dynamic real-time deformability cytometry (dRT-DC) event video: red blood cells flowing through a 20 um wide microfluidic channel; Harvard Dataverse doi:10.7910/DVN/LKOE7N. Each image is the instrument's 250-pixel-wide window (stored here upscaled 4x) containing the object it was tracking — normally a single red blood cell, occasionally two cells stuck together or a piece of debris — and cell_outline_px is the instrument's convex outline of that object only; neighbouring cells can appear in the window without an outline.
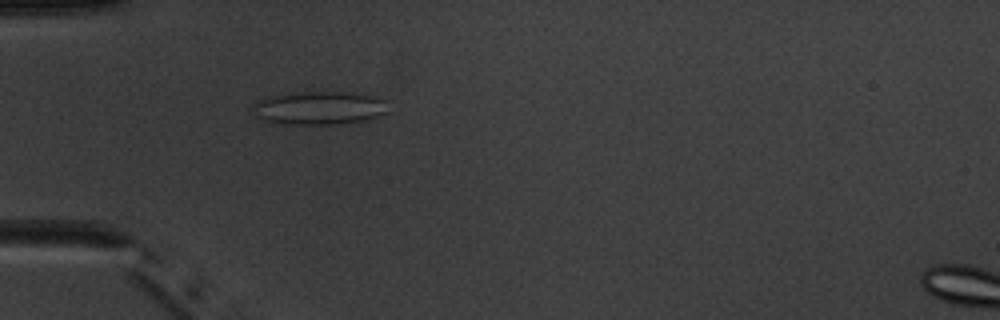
{"species": "common noctule bat (a hibernating species)", "species_latin": "Nyctalus noctula", "temperature_condition": "warm", "stored_images_in_passage": 5, "camera_frame_rate_fps": 3000, "um_per_image_px": 0.085, "animal": {"sex": "male", "body_mass_g": 20.1, "forearm_length_mm": 53.5}, "frame": {"image": 1, "passage_image": 4, "time_ms": 4.333, "image_size_px": [1000, 320], "cell_outline_px": [[388, 112], [364, 120], [336, 124], [272, 124], [256, 116], [256, 104], [260, 100], [268, 96], [292, 92], [344, 92], [376, 96], [384, 100]], "centroid_in_image_um": [27.13, 9.18], "position_along_channel_um": 57.9, "area_um2": 26.07}}